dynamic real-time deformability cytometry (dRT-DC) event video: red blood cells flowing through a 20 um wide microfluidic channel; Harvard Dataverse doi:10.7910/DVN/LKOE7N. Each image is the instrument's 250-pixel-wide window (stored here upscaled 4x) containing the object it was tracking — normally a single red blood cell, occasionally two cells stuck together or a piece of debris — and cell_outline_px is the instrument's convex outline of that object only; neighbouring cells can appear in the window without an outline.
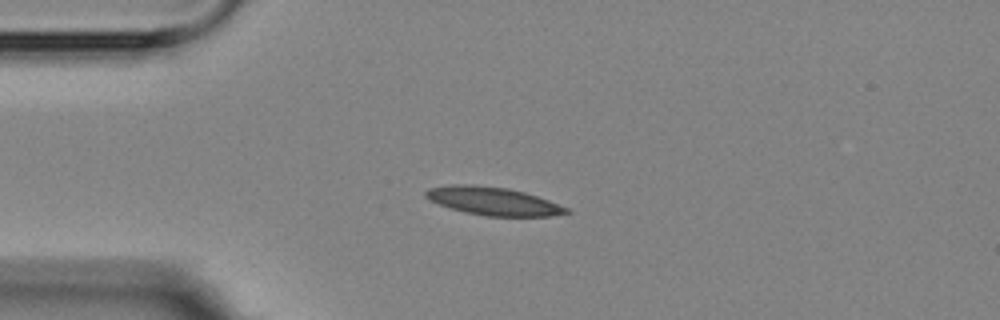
{"species": "Egyptian fruit bat (a non-hibernating species)", "species_latin": "Rousettus aegyptiacus", "temperature_condition": "room temperature", "stored_images_in_passage": 2, "camera_frame_rate_fps": 3000, "um_per_image_px": 0.085, "animal": {"sex": "female"}, "frame": {"image": 1, "passage_image": 2, "time_ms": 1.333, "image_size_px": [1000, 320], "cell_outline_px": [[572, 212], [552, 216], [484, 216], [464, 212], [428, 200], [424, 196], [424, 192], [428, 188], [452, 184], [472, 184], [508, 188], [524, 192], [548, 200], [568, 208]], "centroid_in_image_um": [41.89, 17.09], "position_along_channel_um": 43.1, "area_um2": 23.06}}